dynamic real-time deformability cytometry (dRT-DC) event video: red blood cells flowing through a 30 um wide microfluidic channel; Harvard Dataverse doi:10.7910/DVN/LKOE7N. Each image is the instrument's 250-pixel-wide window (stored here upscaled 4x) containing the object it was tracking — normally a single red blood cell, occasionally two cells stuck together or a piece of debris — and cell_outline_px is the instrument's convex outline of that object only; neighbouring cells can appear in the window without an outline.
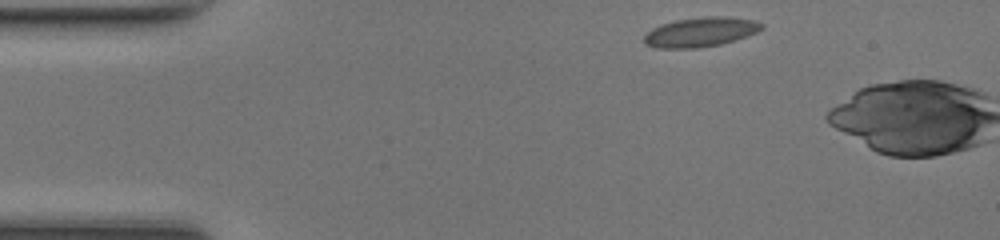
{"species": "common noctule bat (a hibernating species)", "species_latin": "Nyctalus noctula", "temperature_condition": "room temperature", "stored_images_in_passage": 3, "camera_frame_rate_fps": 3000, "um_per_image_px": 0.085, "animal": {"sex": "female", "body_mass_g": 17.0, "forearm_length_mm": 48.0}, "frame": {"image": 1, "passage_image": 1, "time_ms": 0.0, "image_size_px": [1000, 240], "cell_outline_px": [[764, 28], [756, 32], [736, 40], [720, 44], [696, 48], [656, 48], [644, 44], [644, 36], [652, 28], [660, 24], [676, 20], [708, 16], [720, 16], [756, 20], [764, 24]], "centroid_in_image_um": [59.54, 2.72], "position_along_channel_um": 25.5, "area_um2": 20.23}}